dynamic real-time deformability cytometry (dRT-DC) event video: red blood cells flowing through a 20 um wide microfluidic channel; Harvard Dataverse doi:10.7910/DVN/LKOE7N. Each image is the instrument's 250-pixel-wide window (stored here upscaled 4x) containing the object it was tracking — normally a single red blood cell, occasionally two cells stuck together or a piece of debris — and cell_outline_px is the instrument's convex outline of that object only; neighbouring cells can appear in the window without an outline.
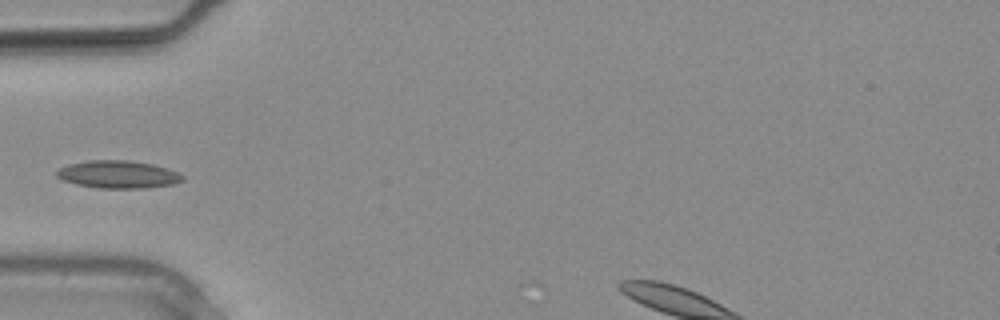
{"species": "common noctule bat (a hibernating species)", "species_latin": "Nyctalus noctula", "temperature_condition": "warm", "stored_images_in_passage": 8, "camera_frame_rate_fps": 3000, "um_per_image_px": 0.085, "animal": {"sex": "male", "body_mass_g": 20.4}, "frame": {"image": 1, "passage_image": 7, "time_ms": 2.0, "image_size_px": [1000, 320], "cell_outline_px": [[184, 180], [172, 184], [140, 188], [100, 188], [76, 184], [64, 180], [56, 176], [56, 172], [60, 168], [68, 164], [88, 160], [128, 160], [152, 164], [176, 172], [184, 176]], "centroid_in_image_um": [10.0, 14.82], "position_along_channel_um": 75.0, "area_um2": 20.0}}